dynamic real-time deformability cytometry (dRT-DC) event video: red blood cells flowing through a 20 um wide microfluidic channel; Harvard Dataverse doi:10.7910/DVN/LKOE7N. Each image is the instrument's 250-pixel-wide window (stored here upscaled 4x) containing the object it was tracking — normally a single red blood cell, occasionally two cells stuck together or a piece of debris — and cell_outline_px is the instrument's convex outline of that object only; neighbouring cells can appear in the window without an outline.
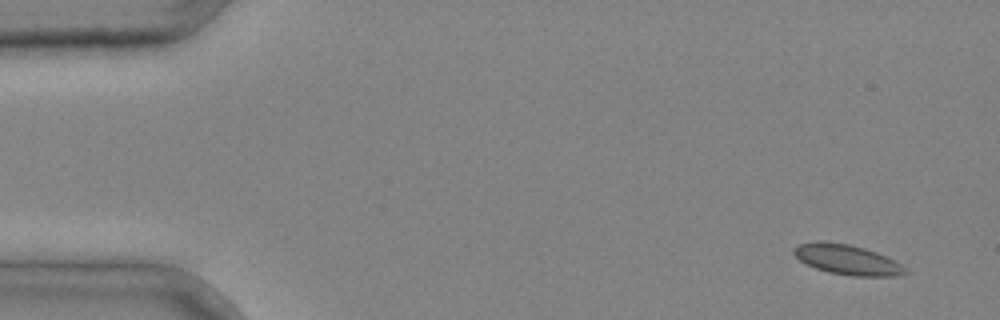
{"species": "common noctule bat (a hibernating species)", "species_latin": "Nyctalus noctula", "temperature_condition": "cold", "stored_images_in_passage": 3, "camera_frame_rate_fps": 3000, "um_per_image_px": 0.085, "animal": {"sex": "male", "body_mass_g": 20.4}, "frame": {"image": 1, "passage_image": 1, "time_ms": 0.0, "image_size_px": [1000, 320], "cell_outline_px": [[908, 272], [896, 276], [852, 276], [828, 272], [804, 264], [792, 252], [792, 248], [800, 244], [816, 240], [824, 240], [848, 244], [864, 248], [876, 252], [900, 264]], "centroid_in_image_um": [71.93, 22.05], "position_along_channel_um": 13.1, "area_um2": 19.48}}